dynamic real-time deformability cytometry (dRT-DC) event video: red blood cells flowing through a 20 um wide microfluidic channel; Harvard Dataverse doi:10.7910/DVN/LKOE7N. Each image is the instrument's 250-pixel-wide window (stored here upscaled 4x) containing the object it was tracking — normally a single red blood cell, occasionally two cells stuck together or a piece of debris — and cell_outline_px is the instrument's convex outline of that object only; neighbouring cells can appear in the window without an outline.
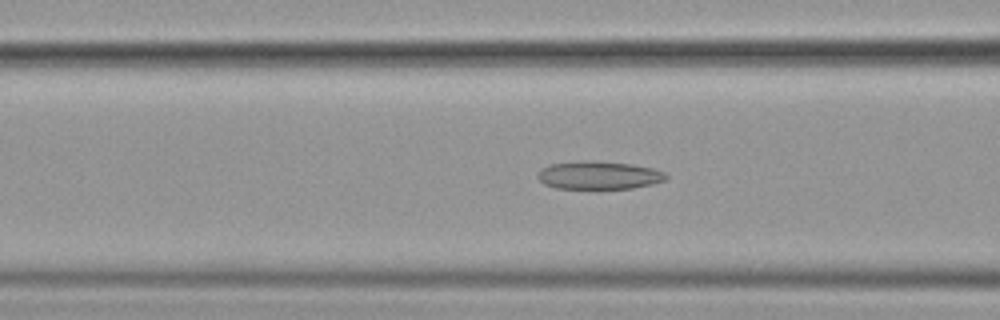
{"species": "common noctule bat (a hibernating species)", "species_latin": "Nyctalus noctula", "temperature_condition": "cold", "stored_images_in_passage": 44, "camera_frame_rate_fps": 3000, "um_per_image_px": 0.085, "animal": {"sex": "female", "body_mass_g": 19.9}, "frame": {"image": 1, "passage_image": 17, "time_ms": 5.333, "image_size_px": [1000, 320], "cell_outline_px": [[668, 176], [664, 180], [652, 184], [632, 188], [596, 192], [556, 188], [544, 184], [536, 176], [540, 168], [548, 164], [584, 160], [632, 164], [652, 168], [664, 172]], "centroid_in_image_um": [50.84, 14.94], "position_along_channel_um": 115.8, "area_um2": 22.02}}
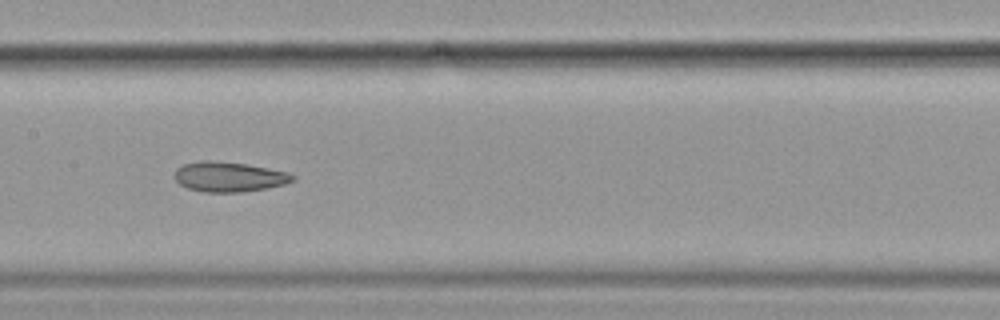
{"frame": {"image": 2, "passage_image": 23, "time_ms": 7.333, "image_size_px": [1000, 320], "cell_outline_px": [[296, 180], [284, 184], [268, 188], [240, 192], [204, 192], [188, 188], [180, 184], [176, 180], [176, 168], [184, 164], [200, 160], [208, 160], [244, 164], [288, 172], [296, 176]], "centroid_in_image_um": [19.48, 15.03], "position_along_channel_um": 187.9, "area_um2": 20.46}}
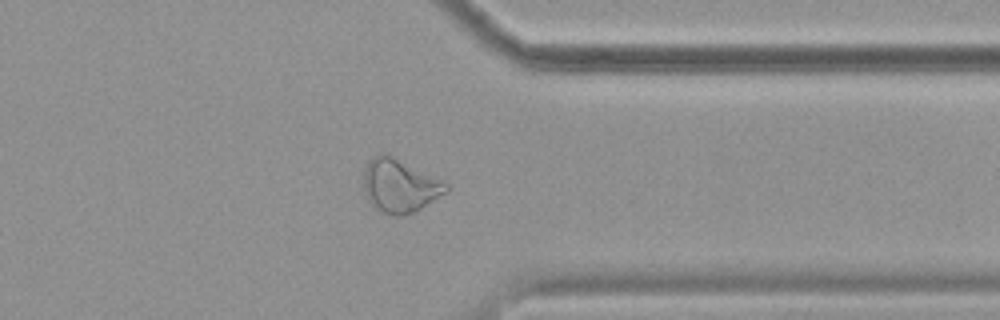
{"frame": {"image": 3, "passage_image": 39, "time_ms": 12.667, "image_size_px": [1000, 320], "cell_outline_px": [[448, 192], [420, 208], [404, 216], [396, 216], [384, 212], [376, 208], [368, 200], [364, 188], [364, 172], [368, 160], [384, 152], [444, 180], [448, 184]], "centroid_in_image_um": [34.0, 15.77], "position_along_channel_um": 377.4, "area_um2": 25.49}}